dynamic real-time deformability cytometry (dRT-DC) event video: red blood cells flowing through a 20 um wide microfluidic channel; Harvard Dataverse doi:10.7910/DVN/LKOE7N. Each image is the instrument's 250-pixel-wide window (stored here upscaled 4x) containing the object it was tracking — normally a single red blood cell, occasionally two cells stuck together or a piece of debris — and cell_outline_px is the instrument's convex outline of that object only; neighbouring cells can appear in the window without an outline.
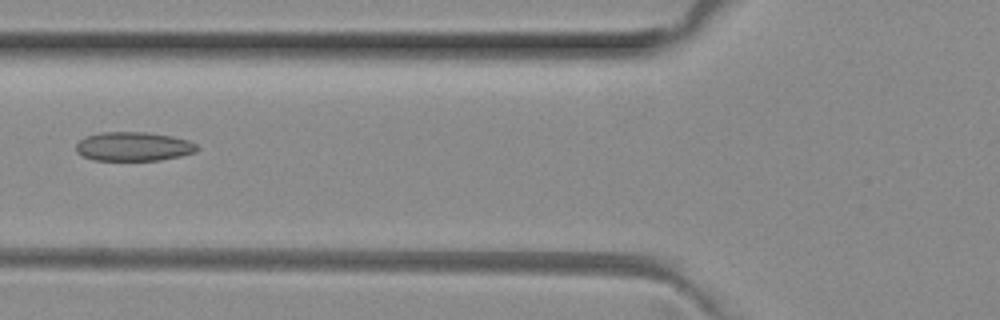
{"species": "common noctule bat (a hibernating species)", "species_latin": "Nyctalus noctula", "temperature_condition": "room temperature", "stored_images_in_passage": 5, "camera_frame_rate_fps": 3000, "um_per_image_px": 0.085, "animal": {"sex": "female", "body_mass_g": 29.2, "forearm_length_mm": 56.3}, "frame": {"image": 1, "passage_image": 5, "time_ms": 1.333, "image_size_px": [1000, 320], "cell_outline_px": [[200, 148], [196, 152], [180, 156], [160, 160], [92, 160], [76, 152], [76, 144], [84, 136], [100, 132], [148, 132], [172, 136], [188, 140], [196, 144]], "centroid_in_image_um": [11.35, 12.44], "position_along_channel_um": 114.5, "area_um2": 20.63}}